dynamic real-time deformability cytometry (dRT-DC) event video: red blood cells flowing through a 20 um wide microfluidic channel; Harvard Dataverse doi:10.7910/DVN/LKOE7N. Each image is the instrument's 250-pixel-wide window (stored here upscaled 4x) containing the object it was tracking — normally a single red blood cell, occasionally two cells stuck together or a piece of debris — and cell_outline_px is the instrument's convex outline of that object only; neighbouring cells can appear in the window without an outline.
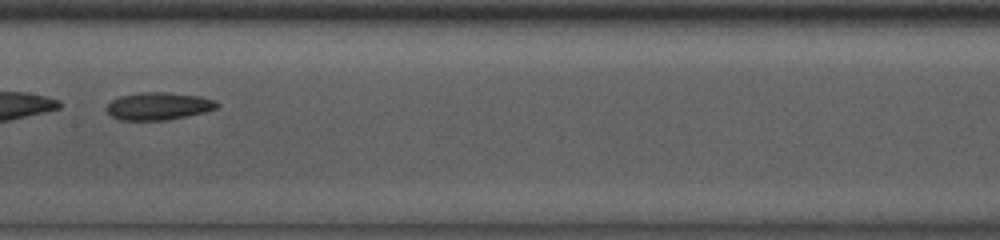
{"species": "common noctule bat (a hibernating species)", "species_latin": "Nyctalus noctula", "temperature_condition": "room temperature", "stored_images_in_passage": 52, "segment_of_instrument_passage": [2, 2], "camera_frame_rate_fps": 3000, "um_per_image_px": 0.085, "animal": {"sex": "male", "body_mass_g": 13.0, "forearm_length_mm": 53.1}, "frame": {"image": 1, "passage_image": 29, "time_ms": 9.333, "image_size_px": [1000, 240], "cell_outline_px": [[220, 104], [216, 108], [204, 112], [188, 116], [168, 120], [120, 120], [112, 116], [108, 112], [108, 104], [112, 100], [120, 96], [140, 92], [168, 92], [200, 96], [216, 100]], "centroid_in_image_um": [13.51, 9.01], "position_along_channel_um": 193.9, "area_um2": 17.74}}